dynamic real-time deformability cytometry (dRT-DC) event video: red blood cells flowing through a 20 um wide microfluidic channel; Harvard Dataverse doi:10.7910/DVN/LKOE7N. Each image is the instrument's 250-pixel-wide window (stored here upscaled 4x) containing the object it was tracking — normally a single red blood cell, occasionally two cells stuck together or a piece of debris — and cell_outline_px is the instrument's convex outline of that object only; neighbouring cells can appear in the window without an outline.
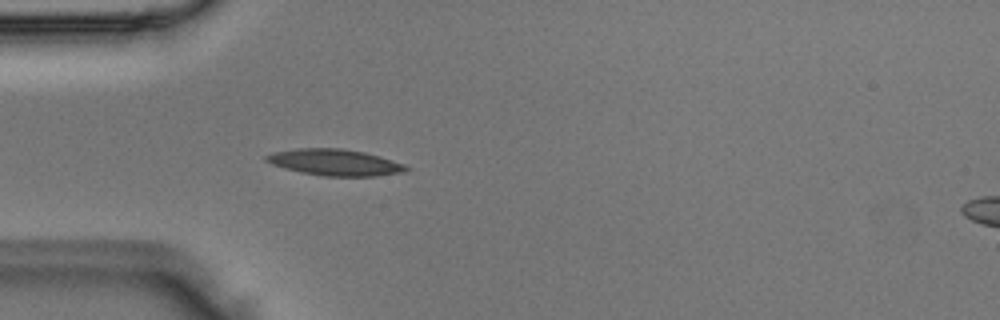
{"species": "Egyptian fruit bat (a non-hibernating species)", "species_latin": "Rousettus aegyptiacus", "temperature_condition": "room temperature", "stored_images_in_passage": 4, "camera_frame_rate_fps": 3000, "um_per_image_px": 0.085, "animal": {"sex": "male"}, "frame": {"image": 1, "passage_image": 4, "time_ms": 1.0, "image_size_px": [1000, 320], "cell_outline_px": [[412, 168], [404, 172], [376, 176], [324, 176], [300, 172], [284, 168], [272, 164], [264, 160], [264, 156], [272, 152], [296, 148], [340, 148], [364, 152], [380, 156], [404, 164]], "centroid_in_image_um": [28.46, 13.8], "position_along_channel_um": 56.5, "area_um2": 21.62}}